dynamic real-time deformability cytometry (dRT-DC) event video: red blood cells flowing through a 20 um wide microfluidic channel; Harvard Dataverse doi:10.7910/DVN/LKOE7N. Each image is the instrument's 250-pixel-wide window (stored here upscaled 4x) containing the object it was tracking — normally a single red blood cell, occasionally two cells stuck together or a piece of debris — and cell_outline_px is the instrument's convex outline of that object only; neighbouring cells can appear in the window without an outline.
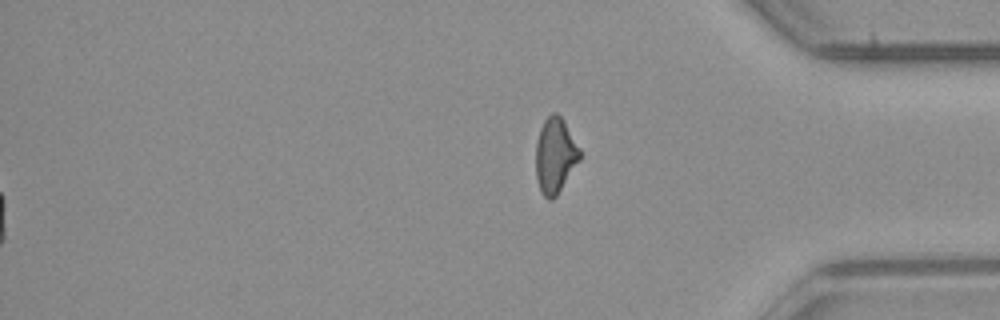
{"species": "common noctule bat (a hibernating species)", "species_latin": "Nyctalus noctula", "temperature_condition": "room temperature", "stored_images_in_passage": 54, "segment_of_instrument_passage": [2, 2], "camera_frame_rate_fps": 3000, "um_per_image_px": 0.085, "animal": {"sex": "male", "body_mass_g": 23.1, "forearm_length_mm": 52.7}, "frame": {"image": 1, "passage_image": 54, "time_ms": 17.667, "image_size_px": [1000, 320], "cell_outline_px": [[580, 160], [556, 196], [552, 200], [548, 200], [540, 192], [536, 176], [536, 144], [540, 128], [544, 120], [552, 112], [556, 112], [564, 120], [580, 148]], "centroid_in_image_um": [47.18, 13.21], "position_along_channel_um": 388.0, "area_um2": 19.36}}